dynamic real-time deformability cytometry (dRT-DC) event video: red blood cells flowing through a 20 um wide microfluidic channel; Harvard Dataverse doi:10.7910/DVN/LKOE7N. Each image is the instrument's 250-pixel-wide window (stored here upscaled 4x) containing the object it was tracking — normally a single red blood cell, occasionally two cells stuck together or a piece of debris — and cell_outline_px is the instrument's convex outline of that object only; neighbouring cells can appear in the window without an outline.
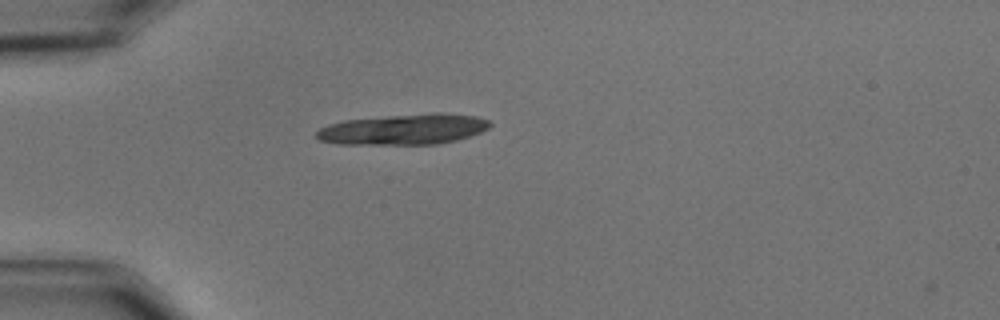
{"species": "common noctule bat (a hibernating species)", "species_latin": "Nyctalus noctula", "temperature_condition": "cold", "stored_images_in_passage": 3, "camera_frame_rate_fps": 3000, "um_per_image_px": 0.085, "animal": {"sex": "male", "body_mass_g": 15.6}, "frame": {"image": 1, "passage_image": 2, "time_ms": 0.333, "image_size_px": [1000, 320], "cell_outline_px": [[492, 124], [488, 128], [480, 132], [456, 140], [436, 144], [336, 144], [320, 140], [316, 136], [316, 132], [320, 128], [328, 124], [344, 120], [432, 112], [444, 112], [476, 116], [488, 120]], "centroid_in_image_um": [34.32, 10.98], "position_along_channel_um": 50.7, "area_um2": 30.98}}